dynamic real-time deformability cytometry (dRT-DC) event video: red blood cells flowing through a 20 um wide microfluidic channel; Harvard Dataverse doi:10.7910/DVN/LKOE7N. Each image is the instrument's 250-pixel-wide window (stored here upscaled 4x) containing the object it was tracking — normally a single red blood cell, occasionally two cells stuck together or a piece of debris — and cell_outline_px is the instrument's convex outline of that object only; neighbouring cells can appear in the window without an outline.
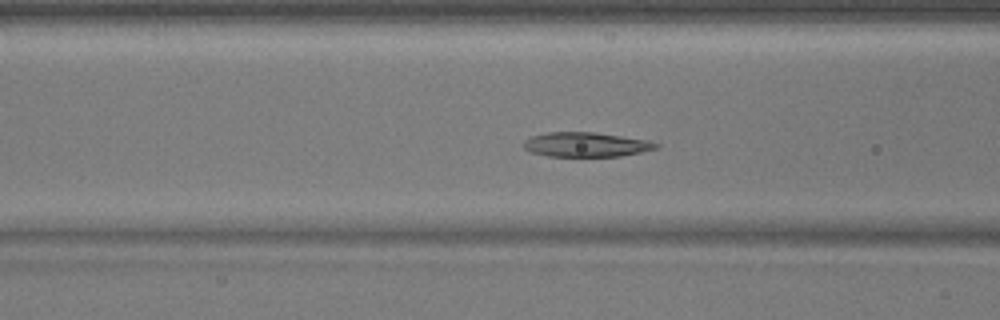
{"species": "common noctule bat (a hibernating species)", "species_latin": "Nyctalus noctula", "temperature_condition": "warm", "stored_images_in_passage": 51, "camera_frame_rate_fps": 3000, "um_per_image_px": 0.085, "animal": {"sex": "male", "body_mass_g": 17.9}, "frame": {"image": 1, "passage_image": 20, "time_ms": 6.333, "image_size_px": [1000, 320], "cell_outline_px": [[660, 148], [620, 156], [548, 156], [532, 152], [524, 148], [524, 140], [532, 136], [548, 132], [592, 132], [648, 140], [660, 144]], "centroid_in_image_um": [49.83, 12.29], "position_along_channel_um": 116.8, "area_um2": 18.79}}
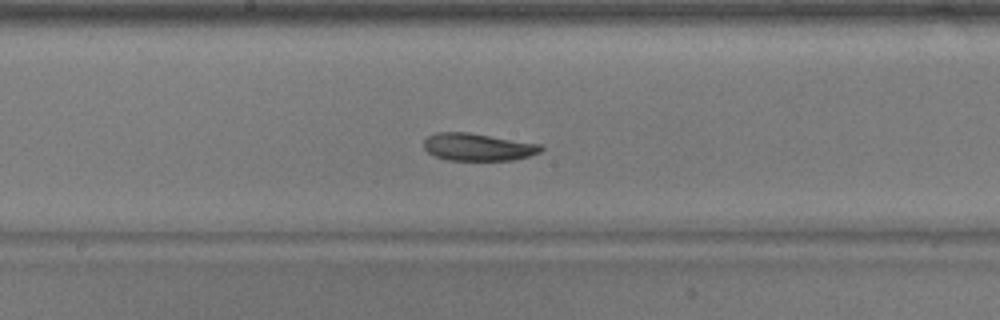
{"frame": {"image": 2, "passage_image": 27, "time_ms": 8.667, "image_size_px": [1000, 320], "cell_outline_px": [[544, 148], [540, 152], [528, 156], [512, 160], [448, 160], [436, 156], [428, 152], [424, 148], [424, 140], [428, 136], [436, 132], [468, 132], [540, 144]], "centroid_in_image_um": [40.61, 12.49], "position_along_channel_um": 207.6, "area_um2": 18.61}}
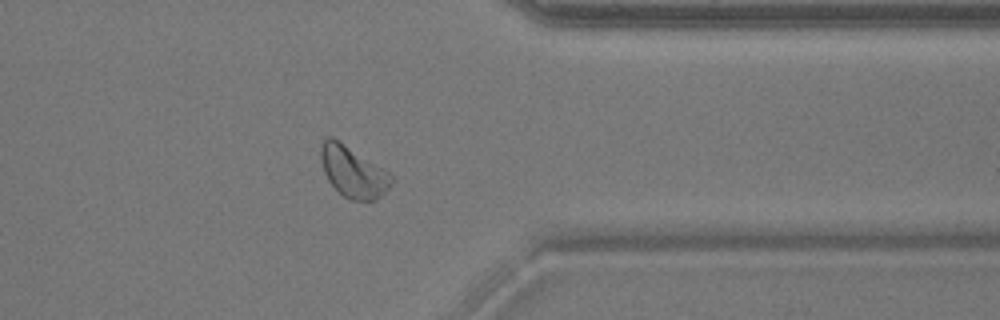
{"frame": {"image": 3, "passage_image": 41, "time_ms": 13.333, "image_size_px": [1000, 320], "cell_outline_px": [[392, 180], [388, 188], [376, 200], [352, 200], [344, 196], [328, 180], [324, 172], [320, 160], [320, 144], [328, 136], [332, 136], [388, 172], [392, 176]], "centroid_in_image_um": [29.96, 14.59], "position_along_channel_um": 381.4, "area_um2": 20.52}}